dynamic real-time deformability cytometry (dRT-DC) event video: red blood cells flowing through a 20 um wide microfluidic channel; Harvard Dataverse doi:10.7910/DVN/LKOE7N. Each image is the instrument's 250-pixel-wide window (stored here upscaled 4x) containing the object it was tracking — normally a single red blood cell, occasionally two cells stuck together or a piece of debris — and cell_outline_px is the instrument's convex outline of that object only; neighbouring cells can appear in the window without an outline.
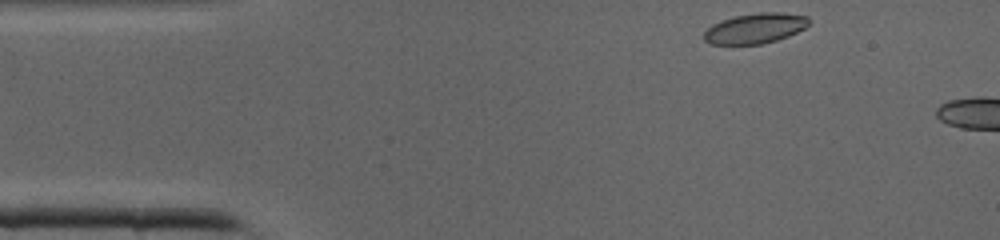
{"species": "common noctule bat (a hibernating species)", "species_latin": "Nyctalus noctula", "temperature_condition": "cold", "stored_images_in_passage": 5, "camera_frame_rate_fps": 3000, "um_per_image_px": 0.085, "animal": {"sex": "male", "body_mass_g": 19.0, "forearm_length_mm": 50.8}, "frame": {"image": 1, "passage_image": 1, "time_ms": 0.0, "image_size_px": [1000, 240], "cell_outline_px": [[812, 20], [804, 28], [788, 36], [764, 44], [708, 44], [704, 40], [704, 32], [712, 24], [720, 20], [736, 16], [760, 12], [780, 12], [808, 16]], "centroid_in_image_um": [64.19, 2.4], "position_along_channel_um": 20.8, "area_um2": 18.55}}